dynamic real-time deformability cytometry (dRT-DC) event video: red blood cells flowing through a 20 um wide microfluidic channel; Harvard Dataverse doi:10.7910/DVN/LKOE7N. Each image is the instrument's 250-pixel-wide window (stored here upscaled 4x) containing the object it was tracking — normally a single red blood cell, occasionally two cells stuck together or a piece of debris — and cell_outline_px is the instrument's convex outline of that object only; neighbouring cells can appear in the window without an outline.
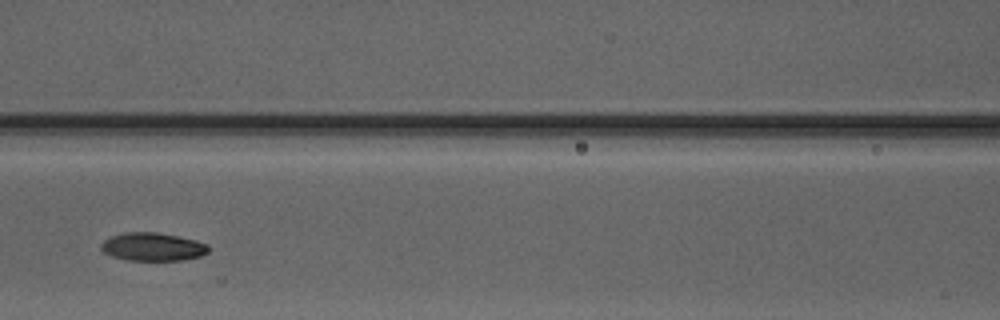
{"species": "Egyptian fruit bat (a non-hibernating species)", "species_latin": "Rousettus aegyptiacus", "temperature_condition": "warm", "stored_images_in_passage": 4, "camera_frame_rate_fps": 3000, "um_per_image_px": 0.085, "animal": {"sex": "male"}, "frame": {"image": 1, "passage_image": 4, "time_ms": 4.333, "image_size_px": [1000, 320], "cell_outline_px": [[208, 252], [200, 256], [184, 260], [128, 260], [112, 256], [104, 252], [100, 248], [100, 244], [104, 240], [112, 236], [124, 232], [156, 232], [196, 240], [208, 244]], "centroid_in_image_um": [12.97, 20.97], "position_along_channel_um": 153.6, "area_um2": 17.57}}